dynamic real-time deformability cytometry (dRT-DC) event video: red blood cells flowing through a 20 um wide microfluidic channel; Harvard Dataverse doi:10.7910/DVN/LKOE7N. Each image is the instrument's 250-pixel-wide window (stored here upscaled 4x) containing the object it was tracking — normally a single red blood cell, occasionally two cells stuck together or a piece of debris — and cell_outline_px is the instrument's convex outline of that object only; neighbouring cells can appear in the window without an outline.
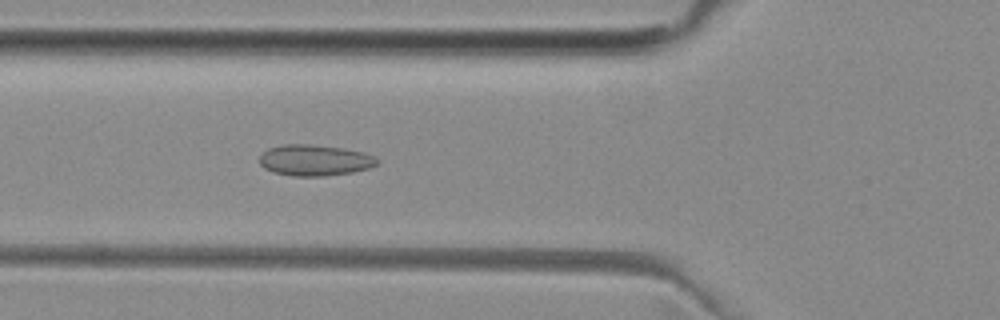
{"species": "common noctule bat (a hibernating species)", "species_latin": "Nyctalus noctula", "temperature_condition": "room temperature", "stored_images_in_passage": 52, "camera_frame_rate_fps": 3000, "um_per_image_px": 0.085, "animal": {"sex": "female", "body_mass_g": 29.2, "forearm_length_mm": 56.3}, "frame": {"image": 1, "passage_image": 19, "time_ms": 6.0, "image_size_px": [1000, 320], "cell_outline_px": [[380, 164], [368, 168], [352, 172], [324, 176], [292, 176], [272, 172], [264, 168], [260, 164], [260, 156], [268, 148], [284, 144], [312, 144], [344, 148], [364, 152], [380, 160]], "centroid_in_image_um": [26.76, 13.62], "position_along_channel_um": 99.0, "area_um2": 21.44}}
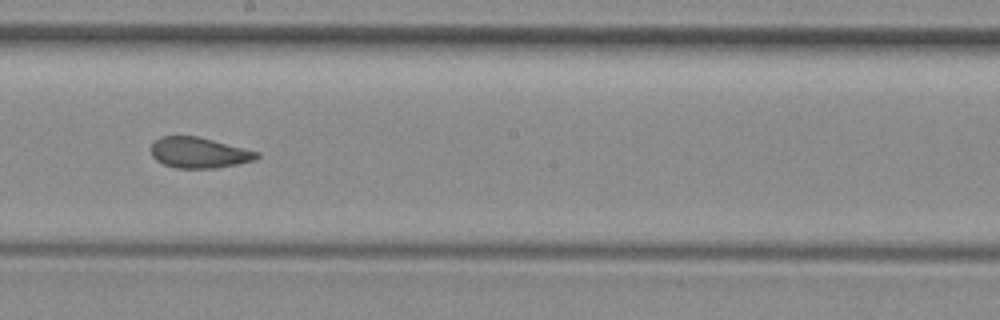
{"frame": {"image": 2, "passage_image": 29, "time_ms": 9.333, "image_size_px": [1000, 320], "cell_outline_px": [[260, 156], [256, 160], [216, 168], [176, 168], [164, 164], [156, 160], [152, 156], [152, 144], [160, 136], [196, 136], [260, 152]], "centroid_in_image_um": [16.93, 12.98], "position_along_channel_um": 231.3, "area_um2": 18.79}}
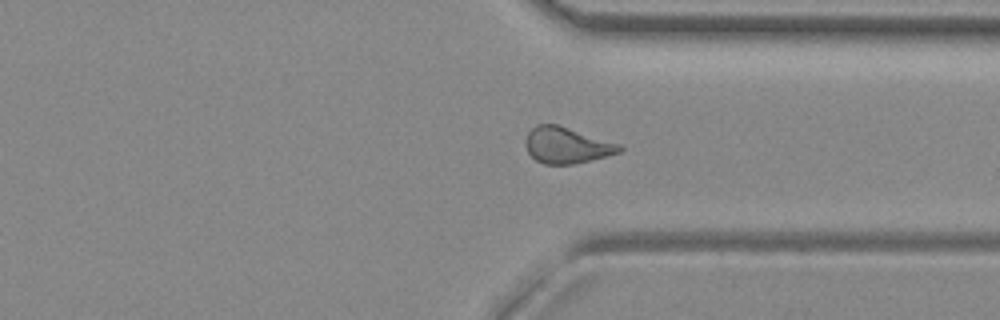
{"frame": {"image": 3, "passage_image": 39, "time_ms": 12.667, "image_size_px": [1000, 320], "cell_outline_px": [[624, 148], [620, 152], [592, 160], [572, 164], [544, 164], [536, 160], [528, 152], [524, 144], [524, 140], [528, 132], [536, 124], [556, 124], [620, 144]], "centroid_in_image_um": [48.14, 12.35], "position_along_channel_um": 363.3, "area_um2": 19.71}, "authors_computed_cell_mechanics": {"area_um2": 20.4323, "velocity_mm_per_s": 3.9674, "shape_relaxation_time_tau1_ms": null, "shape_relaxation_time_tau2_ms": 1.4753, "deformation_change_tau1": null, "deformation_change_tau2": 0.0823}}